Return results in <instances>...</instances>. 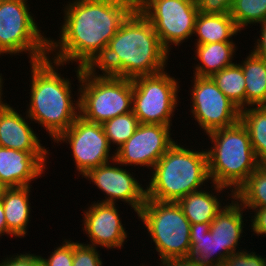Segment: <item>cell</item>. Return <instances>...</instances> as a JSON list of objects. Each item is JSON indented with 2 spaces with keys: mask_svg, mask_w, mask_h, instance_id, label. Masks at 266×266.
I'll use <instances>...</instances> for the list:
<instances>
[{
  "mask_svg": "<svg viewBox=\"0 0 266 266\" xmlns=\"http://www.w3.org/2000/svg\"><path fill=\"white\" fill-rule=\"evenodd\" d=\"M93 203V204H92ZM83 211V234L89 237L88 245L107 249H122L128 232L123 227L117 203L95 201ZM126 240V241H125Z\"/></svg>",
  "mask_w": 266,
  "mask_h": 266,
  "instance_id": "15",
  "label": "cell"
},
{
  "mask_svg": "<svg viewBox=\"0 0 266 266\" xmlns=\"http://www.w3.org/2000/svg\"><path fill=\"white\" fill-rule=\"evenodd\" d=\"M211 222L190 225V257L195 258L202 266L219 264L218 242L210 232Z\"/></svg>",
  "mask_w": 266,
  "mask_h": 266,
  "instance_id": "24",
  "label": "cell"
},
{
  "mask_svg": "<svg viewBox=\"0 0 266 266\" xmlns=\"http://www.w3.org/2000/svg\"><path fill=\"white\" fill-rule=\"evenodd\" d=\"M193 76L191 115L205 134L240 121L241 110L224 95L212 77Z\"/></svg>",
  "mask_w": 266,
  "mask_h": 266,
  "instance_id": "12",
  "label": "cell"
},
{
  "mask_svg": "<svg viewBox=\"0 0 266 266\" xmlns=\"http://www.w3.org/2000/svg\"><path fill=\"white\" fill-rule=\"evenodd\" d=\"M10 236L11 238L12 237H15L7 228V224H6V218H5V214H4V209H3V206H2V202H1V199H0V237L1 236Z\"/></svg>",
  "mask_w": 266,
  "mask_h": 266,
  "instance_id": "38",
  "label": "cell"
},
{
  "mask_svg": "<svg viewBox=\"0 0 266 266\" xmlns=\"http://www.w3.org/2000/svg\"><path fill=\"white\" fill-rule=\"evenodd\" d=\"M194 46L196 56L193 59L198 58V64L193 70L195 76L212 77L215 73L235 63L233 60L236 49H238L235 42H213Z\"/></svg>",
  "mask_w": 266,
  "mask_h": 266,
  "instance_id": "21",
  "label": "cell"
},
{
  "mask_svg": "<svg viewBox=\"0 0 266 266\" xmlns=\"http://www.w3.org/2000/svg\"><path fill=\"white\" fill-rule=\"evenodd\" d=\"M241 31L230 13L212 14L199 12L195 21V45L213 42H233L232 37Z\"/></svg>",
  "mask_w": 266,
  "mask_h": 266,
  "instance_id": "22",
  "label": "cell"
},
{
  "mask_svg": "<svg viewBox=\"0 0 266 266\" xmlns=\"http://www.w3.org/2000/svg\"><path fill=\"white\" fill-rule=\"evenodd\" d=\"M25 117L6 103L0 110V146L25 152H49ZM26 119V120H25ZM38 136V137H37Z\"/></svg>",
  "mask_w": 266,
  "mask_h": 266,
  "instance_id": "18",
  "label": "cell"
},
{
  "mask_svg": "<svg viewBox=\"0 0 266 266\" xmlns=\"http://www.w3.org/2000/svg\"><path fill=\"white\" fill-rule=\"evenodd\" d=\"M130 2H132L133 4H135L136 6L139 4L140 0H128Z\"/></svg>",
  "mask_w": 266,
  "mask_h": 266,
  "instance_id": "41",
  "label": "cell"
},
{
  "mask_svg": "<svg viewBox=\"0 0 266 266\" xmlns=\"http://www.w3.org/2000/svg\"><path fill=\"white\" fill-rule=\"evenodd\" d=\"M30 66V102L24 114L28 115V120L41 125L54 141L79 116V88L75 100L72 81L58 73L65 64L47 57L31 62Z\"/></svg>",
  "mask_w": 266,
  "mask_h": 266,
  "instance_id": "3",
  "label": "cell"
},
{
  "mask_svg": "<svg viewBox=\"0 0 266 266\" xmlns=\"http://www.w3.org/2000/svg\"><path fill=\"white\" fill-rule=\"evenodd\" d=\"M27 1L0 0V55L24 52L31 63L48 57L49 38L38 27Z\"/></svg>",
  "mask_w": 266,
  "mask_h": 266,
  "instance_id": "8",
  "label": "cell"
},
{
  "mask_svg": "<svg viewBox=\"0 0 266 266\" xmlns=\"http://www.w3.org/2000/svg\"><path fill=\"white\" fill-rule=\"evenodd\" d=\"M6 189H7V187L5 186V184L0 179V198L3 195V193L6 191Z\"/></svg>",
  "mask_w": 266,
  "mask_h": 266,
  "instance_id": "40",
  "label": "cell"
},
{
  "mask_svg": "<svg viewBox=\"0 0 266 266\" xmlns=\"http://www.w3.org/2000/svg\"><path fill=\"white\" fill-rule=\"evenodd\" d=\"M238 64L245 79L246 108L266 106V60L251 51L247 58Z\"/></svg>",
  "mask_w": 266,
  "mask_h": 266,
  "instance_id": "23",
  "label": "cell"
},
{
  "mask_svg": "<svg viewBox=\"0 0 266 266\" xmlns=\"http://www.w3.org/2000/svg\"><path fill=\"white\" fill-rule=\"evenodd\" d=\"M199 12L223 14L230 13L234 0H196Z\"/></svg>",
  "mask_w": 266,
  "mask_h": 266,
  "instance_id": "34",
  "label": "cell"
},
{
  "mask_svg": "<svg viewBox=\"0 0 266 266\" xmlns=\"http://www.w3.org/2000/svg\"><path fill=\"white\" fill-rule=\"evenodd\" d=\"M139 124L138 118L131 111L111 118L102 126L110 146L117 145V150L134 134Z\"/></svg>",
  "mask_w": 266,
  "mask_h": 266,
  "instance_id": "29",
  "label": "cell"
},
{
  "mask_svg": "<svg viewBox=\"0 0 266 266\" xmlns=\"http://www.w3.org/2000/svg\"><path fill=\"white\" fill-rule=\"evenodd\" d=\"M32 186L7 188L1 196L8 230L15 238L27 235L28 224L31 221V203L29 195Z\"/></svg>",
  "mask_w": 266,
  "mask_h": 266,
  "instance_id": "20",
  "label": "cell"
},
{
  "mask_svg": "<svg viewBox=\"0 0 266 266\" xmlns=\"http://www.w3.org/2000/svg\"><path fill=\"white\" fill-rule=\"evenodd\" d=\"M117 165V166H116ZM116 159L89 170L83 177L103 192L104 203L125 202L136 214L146 200V189L131 170L124 169ZM140 183V184H139ZM119 200V201H118Z\"/></svg>",
  "mask_w": 266,
  "mask_h": 266,
  "instance_id": "14",
  "label": "cell"
},
{
  "mask_svg": "<svg viewBox=\"0 0 266 266\" xmlns=\"http://www.w3.org/2000/svg\"><path fill=\"white\" fill-rule=\"evenodd\" d=\"M210 140L207 148L208 173L211 182L231 190L229 198L259 167L249 133L241 121L233 126L206 134Z\"/></svg>",
  "mask_w": 266,
  "mask_h": 266,
  "instance_id": "5",
  "label": "cell"
},
{
  "mask_svg": "<svg viewBox=\"0 0 266 266\" xmlns=\"http://www.w3.org/2000/svg\"><path fill=\"white\" fill-rule=\"evenodd\" d=\"M137 216L155 244L160 262L189 256L191 224L177 202L146 199Z\"/></svg>",
  "mask_w": 266,
  "mask_h": 266,
  "instance_id": "7",
  "label": "cell"
},
{
  "mask_svg": "<svg viewBox=\"0 0 266 266\" xmlns=\"http://www.w3.org/2000/svg\"><path fill=\"white\" fill-rule=\"evenodd\" d=\"M103 263L97 247L73 241L72 266H103Z\"/></svg>",
  "mask_w": 266,
  "mask_h": 266,
  "instance_id": "30",
  "label": "cell"
},
{
  "mask_svg": "<svg viewBox=\"0 0 266 266\" xmlns=\"http://www.w3.org/2000/svg\"><path fill=\"white\" fill-rule=\"evenodd\" d=\"M30 253L7 256L0 261V266H43L41 256Z\"/></svg>",
  "mask_w": 266,
  "mask_h": 266,
  "instance_id": "33",
  "label": "cell"
},
{
  "mask_svg": "<svg viewBox=\"0 0 266 266\" xmlns=\"http://www.w3.org/2000/svg\"><path fill=\"white\" fill-rule=\"evenodd\" d=\"M132 112L139 123L172 126L178 107L179 81L167 72L132 79Z\"/></svg>",
  "mask_w": 266,
  "mask_h": 266,
  "instance_id": "9",
  "label": "cell"
},
{
  "mask_svg": "<svg viewBox=\"0 0 266 266\" xmlns=\"http://www.w3.org/2000/svg\"><path fill=\"white\" fill-rule=\"evenodd\" d=\"M216 266H226V265L222 263V264H217Z\"/></svg>",
  "mask_w": 266,
  "mask_h": 266,
  "instance_id": "42",
  "label": "cell"
},
{
  "mask_svg": "<svg viewBox=\"0 0 266 266\" xmlns=\"http://www.w3.org/2000/svg\"><path fill=\"white\" fill-rule=\"evenodd\" d=\"M260 34L258 39H255V46H252V51L256 56L259 58L265 59L266 60V20L260 23Z\"/></svg>",
  "mask_w": 266,
  "mask_h": 266,
  "instance_id": "36",
  "label": "cell"
},
{
  "mask_svg": "<svg viewBox=\"0 0 266 266\" xmlns=\"http://www.w3.org/2000/svg\"><path fill=\"white\" fill-rule=\"evenodd\" d=\"M252 148L260 165L266 164V106H250L240 112Z\"/></svg>",
  "mask_w": 266,
  "mask_h": 266,
  "instance_id": "25",
  "label": "cell"
},
{
  "mask_svg": "<svg viewBox=\"0 0 266 266\" xmlns=\"http://www.w3.org/2000/svg\"><path fill=\"white\" fill-rule=\"evenodd\" d=\"M53 142L70 144L78 177L82 175V179L89 170L115 159V152L110 155L112 146L102 124L87 121L80 115Z\"/></svg>",
  "mask_w": 266,
  "mask_h": 266,
  "instance_id": "11",
  "label": "cell"
},
{
  "mask_svg": "<svg viewBox=\"0 0 266 266\" xmlns=\"http://www.w3.org/2000/svg\"><path fill=\"white\" fill-rule=\"evenodd\" d=\"M234 198L244 208L266 207V164L259 165L235 191Z\"/></svg>",
  "mask_w": 266,
  "mask_h": 266,
  "instance_id": "27",
  "label": "cell"
},
{
  "mask_svg": "<svg viewBox=\"0 0 266 266\" xmlns=\"http://www.w3.org/2000/svg\"><path fill=\"white\" fill-rule=\"evenodd\" d=\"M63 8L59 40L49 37L48 58L92 68L136 5L128 0H69Z\"/></svg>",
  "mask_w": 266,
  "mask_h": 266,
  "instance_id": "1",
  "label": "cell"
},
{
  "mask_svg": "<svg viewBox=\"0 0 266 266\" xmlns=\"http://www.w3.org/2000/svg\"><path fill=\"white\" fill-rule=\"evenodd\" d=\"M210 183L212 184L210 187L212 188L211 191H209V189L208 191L207 189L205 190V188H207L206 186L203 189L194 191L177 201L190 224L212 222L216 215L228 203H225L227 199L221 200L218 197V194H221L223 191L226 193L225 190H228L229 188L214 184L213 182ZM212 190L215 192H212ZM215 193L217 196L214 195Z\"/></svg>",
  "mask_w": 266,
  "mask_h": 266,
  "instance_id": "19",
  "label": "cell"
},
{
  "mask_svg": "<svg viewBox=\"0 0 266 266\" xmlns=\"http://www.w3.org/2000/svg\"><path fill=\"white\" fill-rule=\"evenodd\" d=\"M61 244L54 248L47 258L40 255L43 266H72L73 241L64 239Z\"/></svg>",
  "mask_w": 266,
  "mask_h": 266,
  "instance_id": "31",
  "label": "cell"
},
{
  "mask_svg": "<svg viewBox=\"0 0 266 266\" xmlns=\"http://www.w3.org/2000/svg\"><path fill=\"white\" fill-rule=\"evenodd\" d=\"M50 152H25L0 146V179L7 188L32 186L45 174Z\"/></svg>",
  "mask_w": 266,
  "mask_h": 266,
  "instance_id": "16",
  "label": "cell"
},
{
  "mask_svg": "<svg viewBox=\"0 0 266 266\" xmlns=\"http://www.w3.org/2000/svg\"><path fill=\"white\" fill-rule=\"evenodd\" d=\"M171 126L140 123L134 134L117 150L115 159L123 166H140L152 170L158 160L175 143Z\"/></svg>",
  "mask_w": 266,
  "mask_h": 266,
  "instance_id": "13",
  "label": "cell"
},
{
  "mask_svg": "<svg viewBox=\"0 0 266 266\" xmlns=\"http://www.w3.org/2000/svg\"><path fill=\"white\" fill-rule=\"evenodd\" d=\"M76 67L80 116L87 121L103 124L132 111V79L100 74L92 68Z\"/></svg>",
  "mask_w": 266,
  "mask_h": 266,
  "instance_id": "6",
  "label": "cell"
},
{
  "mask_svg": "<svg viewBox=\"0 0 266 266\" xmlns=\"http://www.w3.org/2000/svg\"><path fill=\"white\" fill-rule=\"evenodd\" d=\"M157 266H202L195 258L187 256L171 258L162 262H157Z\"/></svg>",
  "mask_w": 266,
  "mask_h": 266,
  "instance_id": "37",
  "label": "cell"
},
{
  "mask_svg": "<svg viewBox=\"0 0 266 266\" xmlns=\"http://www.w3.org/2000/svg\"><path fill=\"white\" fill-rule=\"evenodd\" d=\"M177 143L152 168L146 199L177 202L210 182L206 149L196 151Z\"/></svg>",
  "mask_w": 266,
  "mask_h": 266,
  "instance_id": "4",
  "label": "cell"
},
{
  "mask_svg": "<svg viewBox=\"0 0 266 266\" xmlns=\"http://www.w3.org/2000/svg\"><path fill=\"white\" fill-rule=\"evenodd\" d=\"M2 73L0 74V110L6 105V103L7 102H5V100L4 101H2L3 100V97H5V96H2L3 95V84H4V77L2 78Z\"/></svg>",
  "mask_w": 266,
  "mask_h": 266,
  "instance_id": "39",
  "label": "cell"
},
{
  "mask_svg": "<svg viewBox=\"0 0 266 266\" xmlns=\"http://www.w3.org/2000/svg\"><path fill=\"white\" fill-rule=\"evenodd\" d=\"M170 54L151 22L136 8L121 24L105 54L92 69L104 75L129 79L154 75L165 71Z\"/></svg>",
  "mask_w": 266,
  "mask_h": 266,
  "instance_id": "2",
  "label": "cell"
},
{
  "mask_svg": "<svg viewBox=\"0 0 266 266\" xmlns=\"http://www.w3.org/2000/svg\"><path fill=\"white\" fill-rule=\"evenodd\" d=\"M218 88L240 110L246 108L245 79L241 66L234 63L212 76Z\"/></svg>",
  "mask_w": 266,
  "mask_h": 266,
  "instance_id": "26",
  "label": "cell"
},
{
  "mask_svg": "<svg viewBox=\"0 0 266 266\" xmlns=\"http://www.w3.org/2000/svg\"><path fill=\"white\" fill-rule=\"evenodd\" d=\"M136 8L151 22L168 52L194 35L196 0H140Z\"/></svg>",
  "mask_w": 266,
  "mask_h": 266,
  "instance_id": "10",
  "label": "cell"
},
{
  "mask_svg": "<svg viewBox=\"0 0 266 266\" xmlns=\"http://www.w3.org/2000/svg\"><path fill=\"white\" fill-rule=\"evenodd\" d=\"M230 15L240 31L266 20V0H234Z\"/></svg>",
  "mask_w": 266,
  "mask_h": 266,
  "instance_id": "28",
  "label": "cell"
},
{
  "mask_svg": "<svg viewBox=\"0 0 266 266\" xmlns=\"http://www.w3.org/2000/svg\"><path fill=\"white\" fill-rule=\"evenodd\" d=\"M247 209L252 214V216H248L250 218L249 221H251V228L254 232L253 234H257V236L265 237L266 236V207L265 208H244ZM254 212V213H253ZM254 214V215H253ZM263 235V236H262Z\"/></svg>",
  "mask_w": 266,
  "mask_h": 266,
  "instance_id": "35",
  "label": "cell"
},
{
  "mask_svg": "<svg viewBox=\"0 0 266 266\" xmlns=\"http://www.w3.org/2000/svg\"><path fill=\"white\" fill-rule=\"evenodd\" d=\"M224 264L226 266H266V258L256 254L255 251L243 249L229 255Z\"/></svg>",
  "mask_w": 266,
  "mask_h": 266,
  "instance_id": "32",
  "label": "cell"
},
{
  "mask_svg": "<svg viewBox=\"0 0 266 266\" xmlns=\"http://www.w3.org/2000/svg\"><path fill=\"white\" fill-rule=\"evenodd\" d=\"M244 207L233 197L216 215L210 224V232L218 242L219 264L225 262L229 255L242 251L239 248L245 218ZM239 248V249H237Z\"/></svg>",
  "mask_w": 266,
  "mask_h": 266,
  "instance_id": "17",
  "label": "cell"
}]
</instances>
